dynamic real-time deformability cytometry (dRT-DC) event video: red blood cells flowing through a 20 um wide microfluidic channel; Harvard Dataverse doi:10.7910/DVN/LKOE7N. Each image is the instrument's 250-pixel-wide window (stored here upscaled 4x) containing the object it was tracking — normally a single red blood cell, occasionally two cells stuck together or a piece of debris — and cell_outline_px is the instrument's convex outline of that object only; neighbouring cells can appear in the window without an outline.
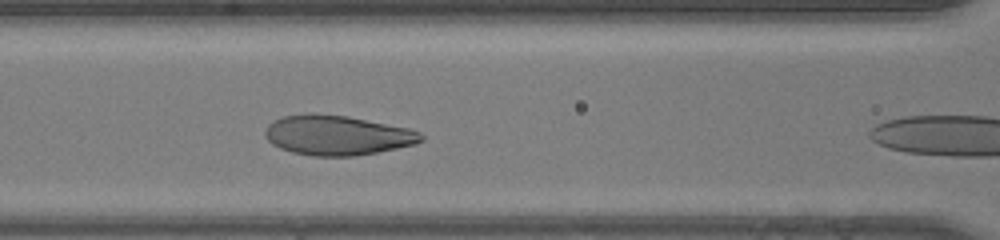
{"species": "human", "species_latin": "Homo sapiens", "temperature_condition": "room temperature", "stored_images_in_passage": 8, "camera_frame_rate_fps": 3000, "um_per_image_px": 0.085, "donor": {"sex": "male"}, "frame": {"image": 1, "passage_image": 7, "time_ms": 2.0, "image_size_px": [1000, 240], "cell_outline_px": [[424, 140], [416, 144], [356, 156], [312, 156], [292, 152], [280, 148], [272, 144], [264, 136], [264, 132], [268, 124], [284, 116], [348, 116], [408, 128], [420, 132], [424, 136]], "centroid_in_image_um": [28.7, 11.54], "position_along_channel_um": 137.9, "area_um2": 35.37}}